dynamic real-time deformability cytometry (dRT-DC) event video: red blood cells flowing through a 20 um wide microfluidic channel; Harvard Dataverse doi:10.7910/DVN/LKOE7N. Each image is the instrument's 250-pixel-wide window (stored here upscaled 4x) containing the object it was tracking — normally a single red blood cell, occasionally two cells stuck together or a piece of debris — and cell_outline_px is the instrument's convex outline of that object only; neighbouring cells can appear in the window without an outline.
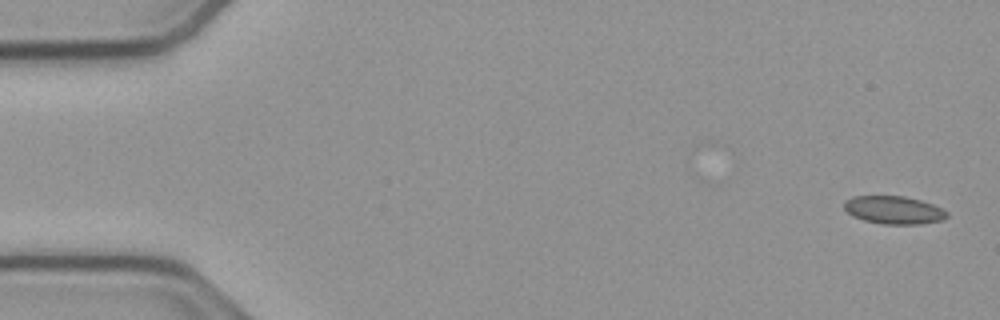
{"species": "common noctule bat (a hibernating species)", "species_latin": "Nyctalus noctula", "temperature_condition": "cold", "stored_images_in_passage": 12, "camera_frame_rate_fps": 3000, "um_per_image_px": 0.085, "animal": {"sex": "male", "body_mass_g": 23.1, "forearm_length_mm": 52.7}, "frame": {"image": 1, "passage_image": 1, "time_ms": 0.0, "image_size_px": [1000, 320], "cell_outline_px": [[948, 216], [944, 220], [920, 224], [884, 224], [864, 220], [852, 216], [844, 208], [844, 200], [852, 196], [904, 196], [920, 200], [932, 204], [948, 212]], "centroid_in_image_um": [75.97, 17.85], "position_along_channel_um": 9.0, "area_um2": 16.76}}